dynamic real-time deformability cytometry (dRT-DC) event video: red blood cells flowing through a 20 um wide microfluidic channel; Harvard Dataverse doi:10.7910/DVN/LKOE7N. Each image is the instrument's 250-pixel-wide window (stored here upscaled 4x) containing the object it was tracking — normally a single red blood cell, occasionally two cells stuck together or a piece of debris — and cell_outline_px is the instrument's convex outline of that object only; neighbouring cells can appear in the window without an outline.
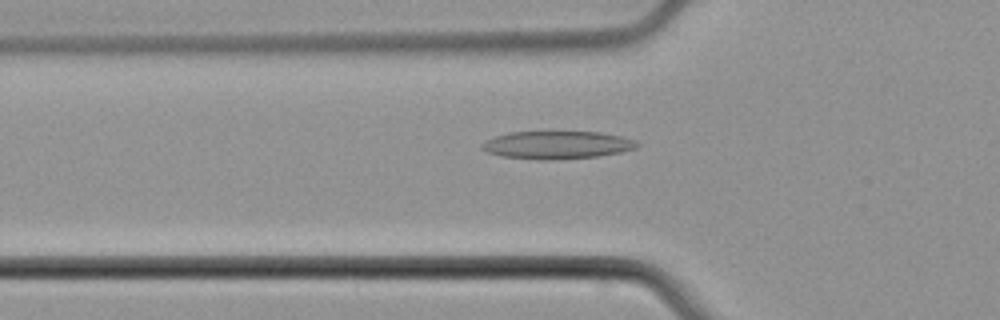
{"species": "common noctule bat (a hibernating species)", "species_latin": "Nyctalus noctula", "temperature_condition": "cold", "stored_images_in_passage": 48, "camera_frame_rate_fps": 3000, "um_per_image_px": 0.085, "animal": {"sex": "male", "body_mass_g": 21.5, "forearm_length_mm": 52.0}, "frame": {"image": 1, "passage_image": 16, "time_ms": 5.0, "image_size_px": [1000, 320], "cell_outline_px": [[640, 144], [636, 148], [620, 152], [600, 156], [552, 160], [536, 160], [500, 156], [488, 152], [480, 148], [480, 144], [484, 140], [508, 132], [600, 132], [620, 136], [636, 140]], "centroid_in_image_um": [47.32, 12.33], "position_along_channel_um": 78.5, "area_um2": 25.37}}
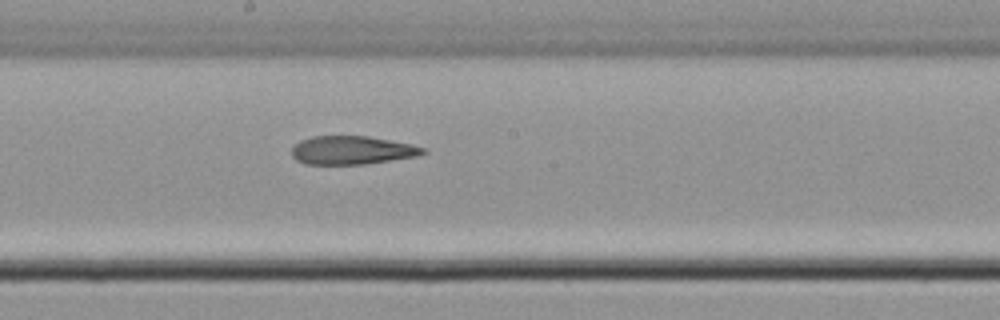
{"frame": {"image": 2, "passage_image": 26, "time_ms": 8.333, "image_size_px": [1000, 320], "cell_outline_px": [[428, 152], [420, 156], [364, 164], [304, 164], [296, 160], [292, 156], [292, 148], [300, 140], [312, 136], [368, 136], [412, 144], [424, 148]], "centroid_in_image_um": [29.94, 12.77], "position_along_channel_um": 218.3, "area_um2": 21.85}}
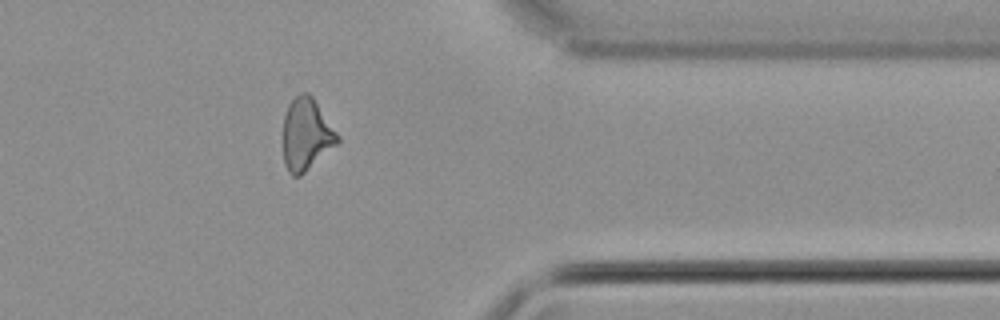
{"frame": {"image": 3, "passage_image": 39, "time_ms": 12.667, "image_size_px": [1000, 320], "cell_outline_px": [[340, 140], [336, 144], [300, 176], [292, 176], [288, 172], [284, 164], [284, 116], [288, 104], [296, 96], [304, 92], [308, 92], [312, 96], [340, 136]], "centroid_in_image_um": [26.03, 11.42], "position_along_channel_um": 385.4, "area_um2": 22.54}}